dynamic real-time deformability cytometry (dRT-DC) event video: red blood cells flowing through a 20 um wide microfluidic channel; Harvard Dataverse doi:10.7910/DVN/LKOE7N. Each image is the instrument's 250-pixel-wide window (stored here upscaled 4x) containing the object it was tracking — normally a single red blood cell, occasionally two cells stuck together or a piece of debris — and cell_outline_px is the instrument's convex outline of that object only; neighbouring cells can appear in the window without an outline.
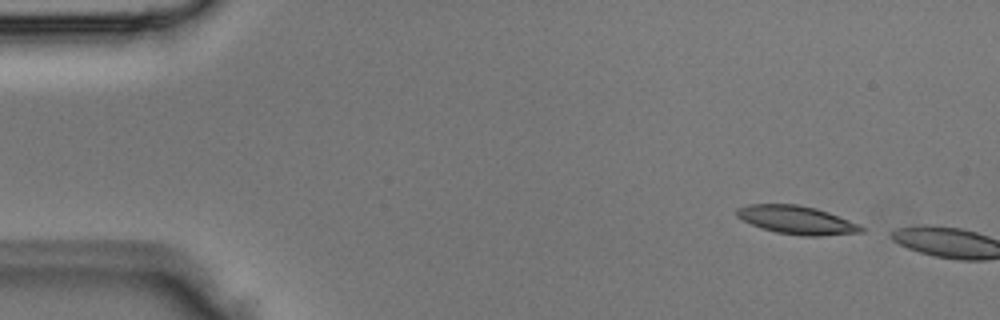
{"species": "Egyptian fruit bat (a non-hibernating species)", "species_latin": "Rousettus aegyptiacus", "temperature_condition": "room temperature", "stored_images_in_passage": 2, "camera_frame_rate_fps": 3000, "um_per_image_px": 0.085, "animal": {"sex": "male"}, "frame": {"image": 1, "passage_image": 1, "time_ms": 0.0, "image_size_px": [1000, 320], "cell_outline_px": [[864, 232], [820, 236], [804, 236], [776, 232], [760, 228], [736, 216], [736, 208], [748, 204], [796, 204], [816, 208], [828, 212], [860, 224], [864, 228]], "centroid_in_image_um": [67.73, 18.7], "position_along_channel_um": 17.3, "area_um2": 20.58}}